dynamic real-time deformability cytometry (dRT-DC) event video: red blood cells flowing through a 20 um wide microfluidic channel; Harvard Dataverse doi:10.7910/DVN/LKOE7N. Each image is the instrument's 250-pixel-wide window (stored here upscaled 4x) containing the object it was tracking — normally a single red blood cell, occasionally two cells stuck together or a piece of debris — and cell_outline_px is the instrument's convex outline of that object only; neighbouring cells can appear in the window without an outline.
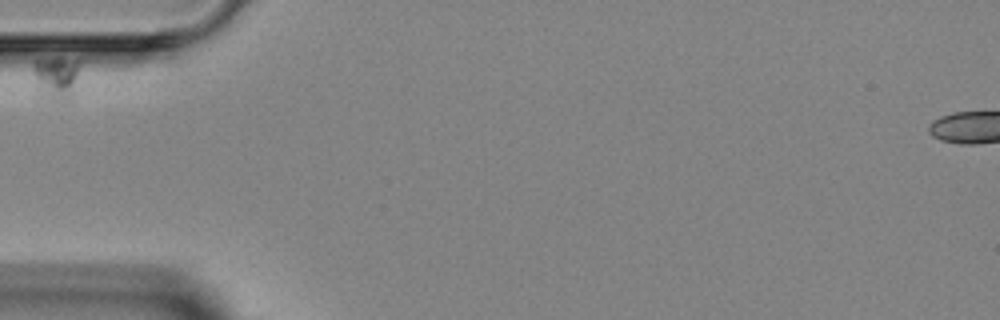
{"species": "Egyptian fruit bat (a non-hibernating species)", "species_latin": "Rousettus aegyptiacus", "temperature_condition": "room temperature", "stored_images_in_passage": 9, "segment_of_instrument_passage": [1, 2], "camera_frame_rate_fps": 3000, "um_per_image_px": 0.085, "animal": {"sex": "female"}, "frame": {"image": 1, "passage_image": 1, "time_ms": 0.0, "image_size_px": [1000, 320], "cell_outline_px": [[80, 60], [72, 100], [64, 104], [44, 100], [36, 92], [36, 60], [56, 56], [60, 56]], "centroid_in_image_um": [4.81, 6.68], "position_along_channel_um": 80.2, "area_um2": 12.43}}
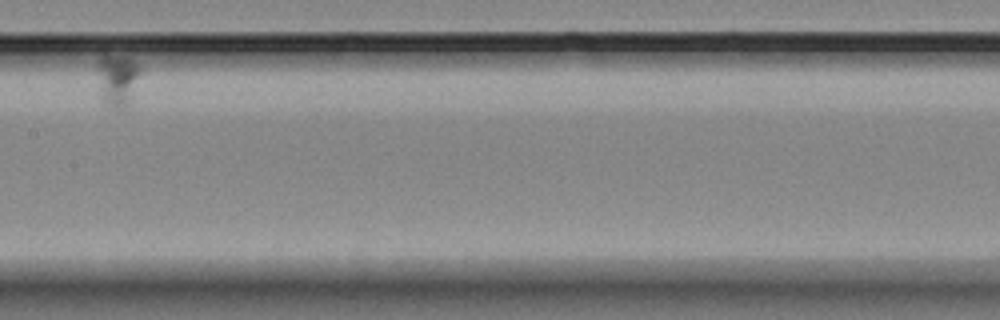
{"frame": {"image": 2, "passage_image": 6, "time_ms": 5.667, "image_size_px": [1000, 320], "cell_outline_px": [[140, 72], [132, 104], [128, 108], [112, 108], [104, 104], [100, 100], [96, 68], [96, 64], [104, 56], [124, 56], [132, 60], [140, 68]], "centroid_in_image_um": [9.97, 6.88], "position_along_channel_um": 197.4, "area_um2": 13.53}}
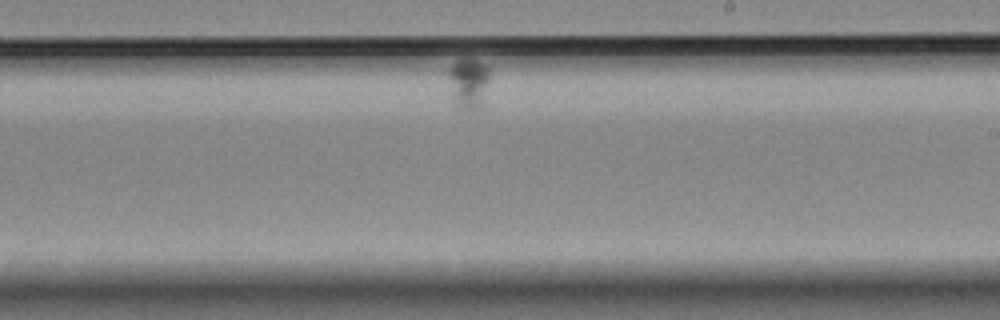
{"frame": {"image": 3, "passage_image": 8, "time_ms": 8.0, "image_size_px": [1000, 320], "cell_outline_px": [[488, 80], [484, 108], [472, 112], [460, 108], [452, 100], [448, 76], [448, 68], [456, 60], [476, 60], [484, 64], [488, 68]], "centroid_in_image_um": [39.83, 7.15], "position_along_channel_um": 249.2, "area_um2": 12.48}}